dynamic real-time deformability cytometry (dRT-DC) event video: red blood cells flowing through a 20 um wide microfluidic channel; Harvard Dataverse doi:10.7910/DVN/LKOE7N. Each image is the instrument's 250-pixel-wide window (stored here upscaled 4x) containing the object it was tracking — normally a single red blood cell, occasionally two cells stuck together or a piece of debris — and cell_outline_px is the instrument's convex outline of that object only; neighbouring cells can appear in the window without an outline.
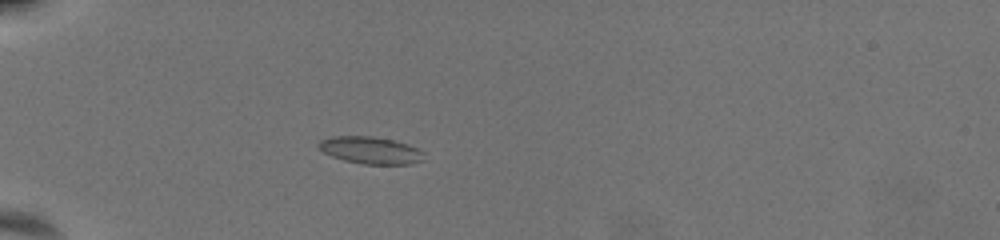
{"species": "common noctule bat (a hibernating species)", "species_latin": "Nyctalus noctula", "temperature_condition": "warm", "stored_images_in_passage": 61, "camera_frame_rate_fps": 3000, "um_per_image_px": 0.085, "animal": {"sex": "female", "body_mass_g": 19.5, "forearm_length_mm": 54.1}, "frame": {"image": 1, "passage_image": 21, "time_ms": 6.667, "image_size_px": [1000, 240], "cell_outline_px": [[424, 160], [408, 164], [364, 164], [344, 160], [332, 156], [324, 152], [316, 144], [320, 140], [332, 136], [372, 136], [392, 140], [408, 144], [424, 152]], "centroid_in_image_um": [31.49, 12.77], "position_along_channel_um": 53.5, "area_um2": 16.59}}
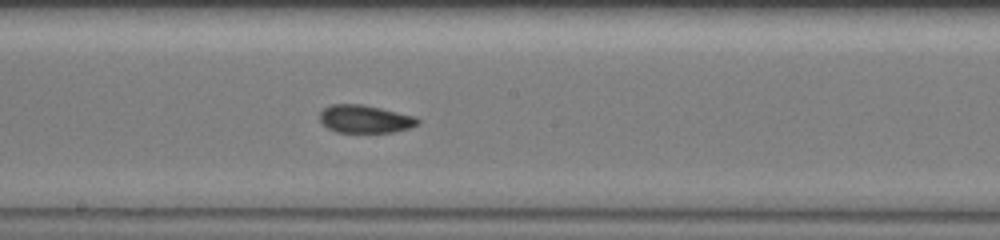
{"frame": {"image": 2, "passage_image": 37, "time_ms": 12.0, "image_size_px": [1000, 240], "cell_outline_px": [[420, 120], [416, 124], [408, 128], [392, 132], [336, 132], [328, 128], [320, 120], [320, 112], [324, 108], [332, 104], [360, 104], [380, 108], [412, 116]], "centroid_in_image_um": [30.97, 10.11], "position_along_channel_um": 217.2, "area_um2": 15.55}}
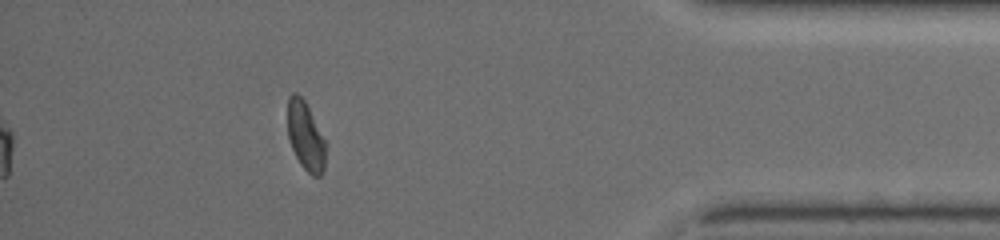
{"frame": {"image": 3, "passage_image": 56, "time_ms": 18.333, "image_size_px": [1000, 240], "cell_outline_px": [[328, 144], [324, 168], [320, 176], [312, 176], [300, 164], [292, 148], [288, 136], [288, 96], [292, 92], [296, 92], [304, 100], [328, 140]], "centroid_in_image_um": [26.03, 11.57], "position_along_channel_um": 409.2, "area_um2": 15.78}, "authors_computed_cell_mechanics": {"area_um2": 16.1262, "velocity_mm_per_s": 3.5807, "shape_relaxation_time_tau1_ms": null, "shape_relaxation_time_tau2_ms": 1.9506, "deformation_change_tau1": null, "deformation_change_tau2": 0.0672}}